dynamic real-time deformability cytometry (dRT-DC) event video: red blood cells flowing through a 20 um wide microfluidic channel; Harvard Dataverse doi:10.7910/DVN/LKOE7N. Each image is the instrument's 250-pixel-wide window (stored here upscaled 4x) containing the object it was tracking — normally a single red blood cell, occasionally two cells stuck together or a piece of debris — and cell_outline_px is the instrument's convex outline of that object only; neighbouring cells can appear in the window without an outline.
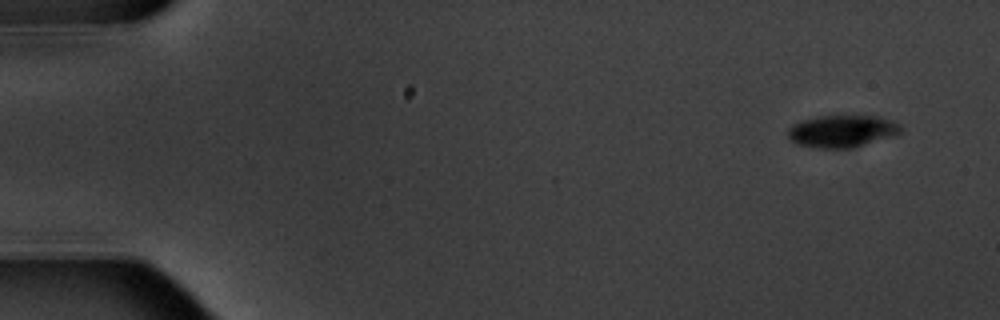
{"species": "common noctule bat (a hibernating species)", "species_latin": "Nyctalus noctula", "temperature_condition": "warm", "stored_images_in_passage": 5, "camera_frame_rate_fps": 3000, "um_per_image_px": 0.085, "animal": {"sex": "male", "body_mass_g": 20.1, "forearm_length_mm": 53.5}, "frame": {"image": 1, "passage_image": 1, "time_ms": 0.0, "image_size_px": [1000, 320], "cell_outline_px": [[904, 128], [900, 132], [892, 136], [852, 148], [820, 148], [796, 144], [788, 136], [788, 128], [792, 124], [800, 120], [820, 116], [880, 116], [892, 120], [900, 124]], "centroid_in_image_um": [71.58, 11.14], "position_along_channel_um": 13.4, "area_um2": 21.21}}
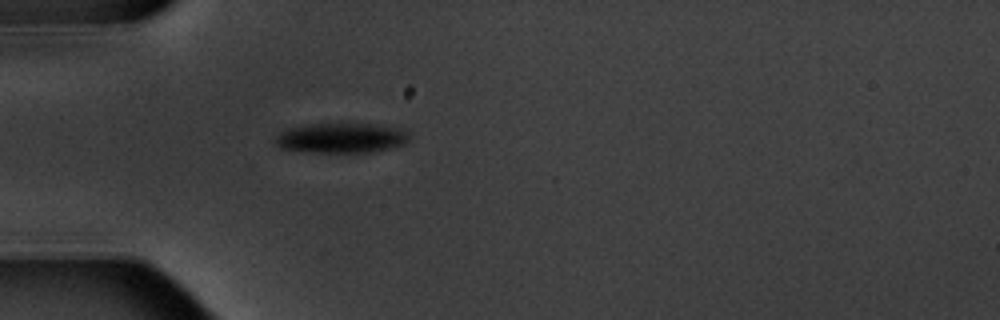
{"frame": {"image": 2, "passage_image": 5, "time_ms": 4.667, "image_size_px": [1000, 320], "cell_outline_px": [[408, 140], [404, 144], [372, 152], [312, 152], [280, 148], [272, 140], [280, 132], [288, 128], [308, 124], [380, 124], [404, 128], [408, 132]], "centroid_in_image_um": [29.01, 11.71], "position_along_channel_um": 56.0, "area_um2": 23.52}}